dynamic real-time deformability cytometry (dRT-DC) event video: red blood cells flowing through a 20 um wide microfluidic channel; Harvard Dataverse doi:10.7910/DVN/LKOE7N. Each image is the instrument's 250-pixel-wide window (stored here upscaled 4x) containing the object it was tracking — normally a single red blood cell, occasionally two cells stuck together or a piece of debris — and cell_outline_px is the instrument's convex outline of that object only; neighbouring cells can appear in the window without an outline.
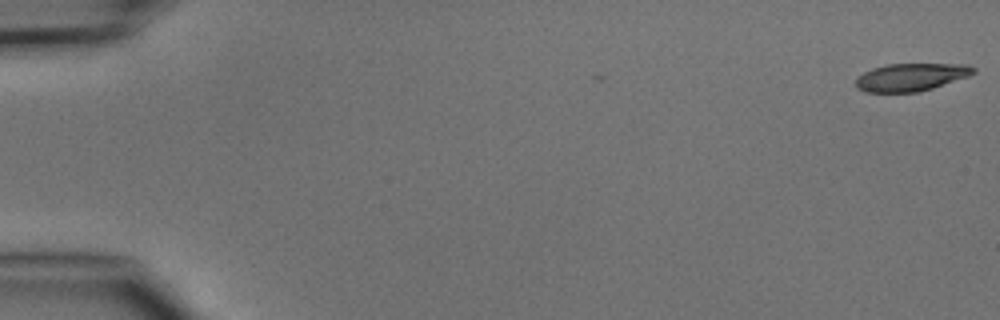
{"species": "common noctule bat (a hibernating species)", "species_latin": "Nyctalus noctula", "temperature_condition": "cold", "stored_images_in_passage": 5, "camera_frame_rate_fps": 3000, "um_per_image_px": 0.085, "animal": {"sex": "male", "body_mass_g": 15.6}, "frame": {"image": 1, "passage_image": 1, "time_ms": 0.0, "image_size_px": [1000, 320], "cell_outline_px": [[976, 72], [968, 76], [920, 92], [864, 92], [856, 88], [856, 80], [864, 72], [872, 68], [888, 64], [968, 64], [976, 68]], "centroid_in_image_um": [77.44, 6.55], "position_along_channel_um": 7.6, "area_um2": 18.96}}
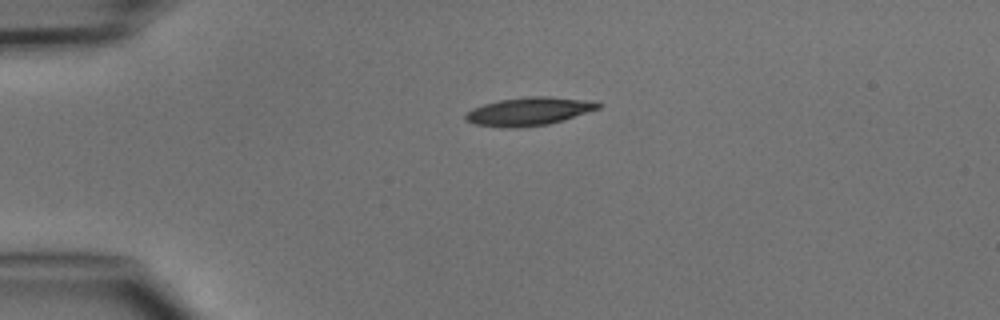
{"frame": {"image": 2, "passage_image": 4, "time_ms": 3.667, "image_size_px": [1000, 320], "cell_outline_px": [[600, 108], [564, 120], [548, 124], [520, 128], [500, 128], [476, 124], [464, 120], [464, 116], [472, 108], [484, 104], [500, 100], [528, 96], [548, 96], [580, 100], [600, 104]], "centroid_in_image_um": [44.88, 9.49], "position_along_channel_um": 40.1, "area_um2": 21.62}}